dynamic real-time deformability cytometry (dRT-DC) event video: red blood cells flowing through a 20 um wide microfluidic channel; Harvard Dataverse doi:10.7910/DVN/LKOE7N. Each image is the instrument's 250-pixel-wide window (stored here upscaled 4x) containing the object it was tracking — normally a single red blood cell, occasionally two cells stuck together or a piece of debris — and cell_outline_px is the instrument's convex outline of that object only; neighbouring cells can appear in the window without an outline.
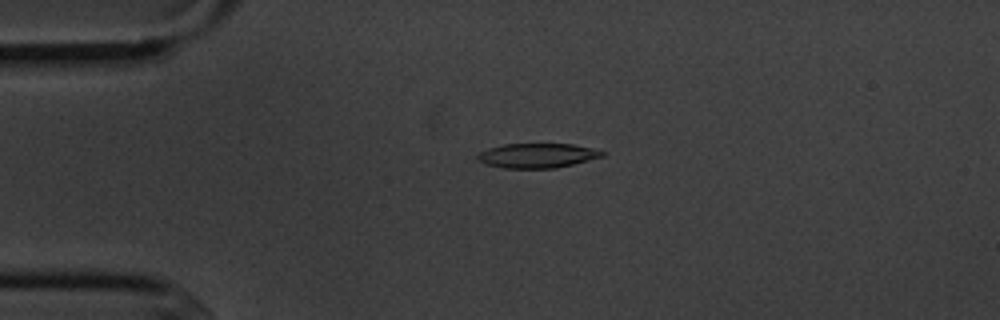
{"species": "common noctule bat (a hibernating species)", "species_latin": "Nyctalus noctula", "temperature_condition": "cold", "stored_images_in_passage": 2, "camera_frame_rate_fps": 3000, "um_per_image_px": 0.085, "animal": {"sex": "male", "body_mass_g": 20.1, "forearm_length_mm": 53.5}, "frame": {"image": 1, "passage_image": 1, "time_ms": 0.0, "image_size_px": [1000, 320], "cell_outline_px": [[608, 152], [604, 156], [556, 168], [504, 168], [488, 164], [476, 160], [476, 156], [480, 152], [488, 148], [504, 144], [572, 144], [592, 148]], "centroid_in_image_um": [45.68, 13.22], "position_along_channel_um": 39.3, "area_um2": 17.8}}